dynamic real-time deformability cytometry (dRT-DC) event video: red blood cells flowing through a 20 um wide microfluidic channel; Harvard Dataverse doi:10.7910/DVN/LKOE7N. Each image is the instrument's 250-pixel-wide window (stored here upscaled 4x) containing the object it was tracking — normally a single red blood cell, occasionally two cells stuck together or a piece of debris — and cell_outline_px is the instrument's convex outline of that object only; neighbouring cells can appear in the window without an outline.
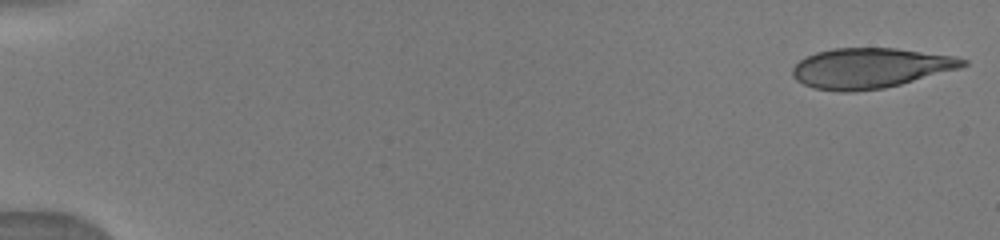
{"species": "human", "species_latin": "Homo sapiens", "temperature_condition": "warm", "stored_images_in_passage": 10, "camera_frame_rate_fps": 3000, "um_per_image_px": 0.085, "donor": {"sex": "male"}, "frame": {"image": 1, "passage_image": 1, "time_ms": 0.0, "image_size_px": [1000, 240], "cell_outline_px": [[968, 64], [960, 68], [900, 84], [884, 88], [852, 92], [840, 92], [812, 88], [796, 80], [792, 76], [792, 68], [800, 60], [816, 52], [832, 48], [896, 48], [956, 56], [968, 60]], "centroid_in_image_um": [73.96, 5.79], "position_along_channel_um": 11.0, "area_um2": 39.94}}
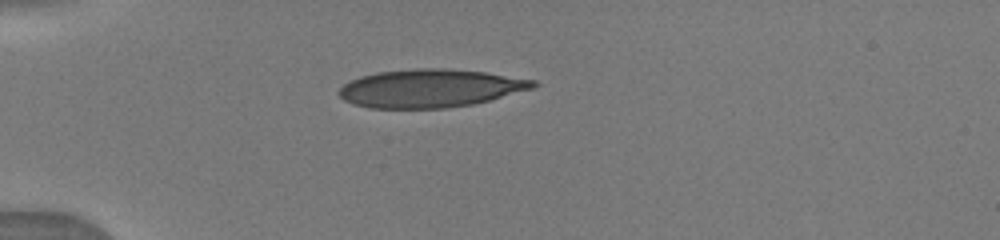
{"frame": {"image": 2, "passage_image": 7, "time_ms": 4.333, "image_size_px": [1000, 240], "cell_outline_px": [[540, 84], [536, 88], [472, 104], [444, 108], [372, 108], [352, 104], [344, 100], [336, 92], [344, 84], [360, 76], [376, 72], [416, 68], [444, 68], [484, 72], [536, 80]], "centroid_in_image_um": [36.57, 7.5], "position_along_channel_um": 48.4, "area_um2": 43.23}}
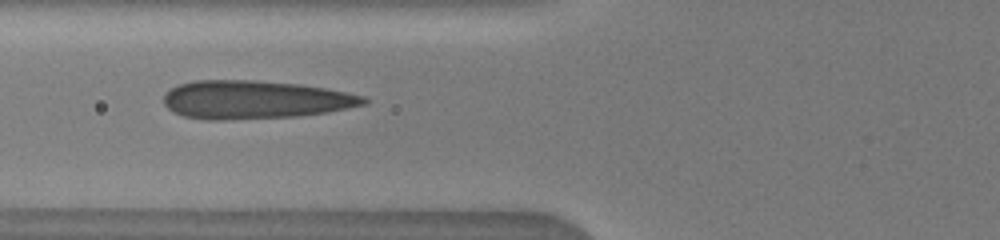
{"frame": {"image": 3, "passage_image": 9, "time_ms": 6.333, "image_size_px": [1000, 240], "cell_outline_px": [[368, 100], [364, 104], [328, 112], [296, 116], [224, 120], [208, 120], [184, 116], [172, 112], [164, 104], [164, 96], [172, 88], [180, 84], [196, 80], [256, 80], [300, 84], [324, 88], [364, 96]], "centroid_in_image_um": [21.63, 8.47], "position_along_channel_um": 104.2, "area_um2": 44.39}}